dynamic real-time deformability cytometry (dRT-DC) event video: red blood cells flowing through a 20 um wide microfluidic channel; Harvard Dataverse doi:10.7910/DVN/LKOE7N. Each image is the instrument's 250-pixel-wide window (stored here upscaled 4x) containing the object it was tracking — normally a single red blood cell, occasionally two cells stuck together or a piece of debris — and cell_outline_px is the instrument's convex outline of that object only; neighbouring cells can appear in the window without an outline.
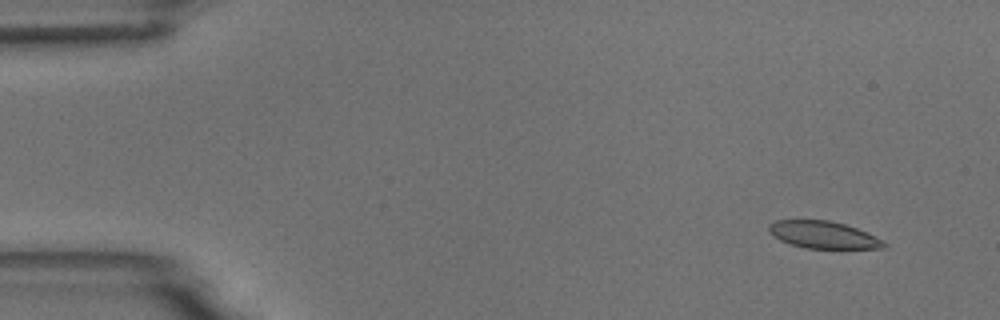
{"species": "common noctule bat (a hibernating species)", "species_latin": "Nyctalus noctula", "temperature_condition": "room temperature", "stored_images_in_passage": 7, "camera_frame_rate_fps": 3000, "um_per_image_px": 0.085, "animal": {"sex": "male", "body_mass_g": 18.8}, "frame": {"image": 1, "passage_image": 2, "time_ms": 1.333, "image_size_px": [1000, 320], "cell_outline_px": [[888, 244], [884, 248], [840, 252], [808, 248], [788, 244], [772, 236], [768, 232], [768, 224], [776, 220], [828, 220], [844, 224], [868, 232], [884, 240]], "centroid_in_image_um": [70.07, 20.03], "position_along_channel_um": 14.9, "area_um2": 19.48}}
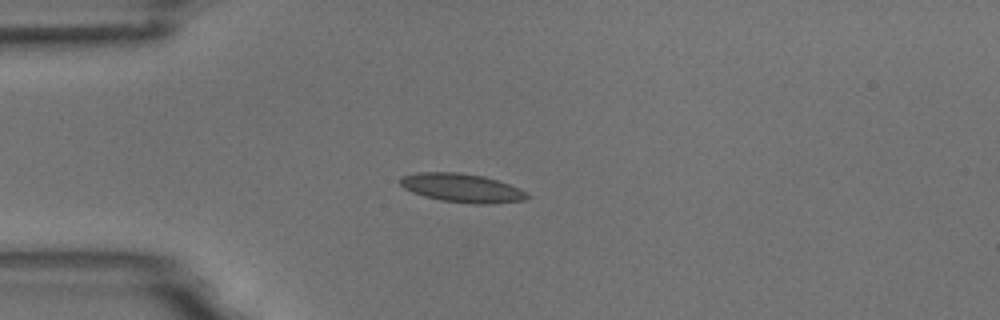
{"frame": {"image": 2, "passage_image": 5, "time_ms": 4.667, "image_size_px": [1000, 320], "cell_outline_px": [[532, 196], [524, 200], [488, 204], [476, 204], [440, 200], [424, 196], [412, 192], [404, 188], [400, 184], [400, 176], [416, 172], [460, 172], [484, 176], [520, 188], [528, 192]], "centroid_in_image_um": [39.27, 15.97], "position_along_channel_um": 45.7, "area_um2": 21.39}}
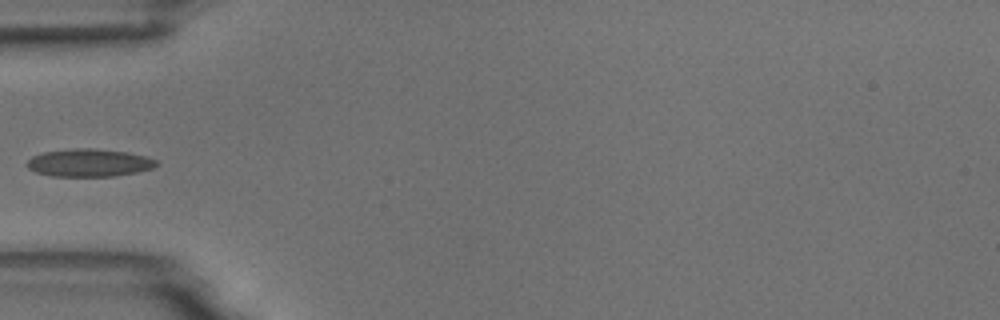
{"frame": {"image": 3, "passage_image": 6, "time_ms": 6.0, "image_size_px": [1000, 320], "cell_outline_px": [[160, 164], [152, 168], [136, 172], [112, 176], [52, 176], [36, 172], [28, 168], [24, 164], [32, 156], [44, 152], [76, 148], [92, 148], [128, 152], [144, 156], [156, 160]], "centroid_in_image_um": [7.55, 13.83], "position_along_channel_um": 77.4, "area_um2": 20.87}}